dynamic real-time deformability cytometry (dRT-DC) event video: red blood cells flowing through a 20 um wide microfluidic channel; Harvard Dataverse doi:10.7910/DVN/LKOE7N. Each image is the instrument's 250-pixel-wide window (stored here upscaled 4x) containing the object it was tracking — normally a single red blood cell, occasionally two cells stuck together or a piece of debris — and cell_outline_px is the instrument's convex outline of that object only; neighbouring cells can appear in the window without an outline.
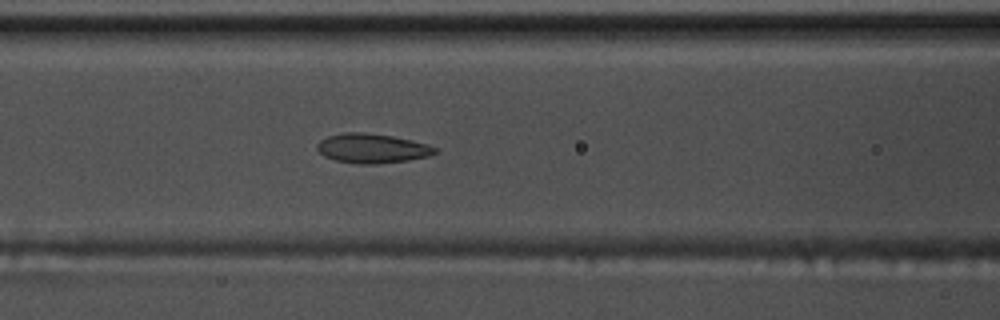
{"species": "common noctule bat (a hibernating species)", "species_latin": "Nyctalus noctula", "temperature_condition": "warm", "stored_images_in_passage": 56, "camera_frame_rate_fps": 3000, "um_per_image_px": 0.085, "animal": {"sex": "male", "body_mass_g": 17.5, "forearm_length_mm": 52.3}, "frame": {"image": 1, "passage_image": 24, "time_ms": 7.667, "image_size_px": [1000, 320], "cell_outline_px": [[436, 152], [428, 156], [408, 160], [376, 164], [360, 164], [336, 160], [324, 156], [316, 148], [316, 144], [320, 140], [328, 136], [344, 132], [364, 132], [392, 136], [412, 140], [428, 144], [436, 148]], "centroid_in_image_um": [31.61, 12.6], "position_along_channel_um": 135.0, "area_um2": 20.17}}
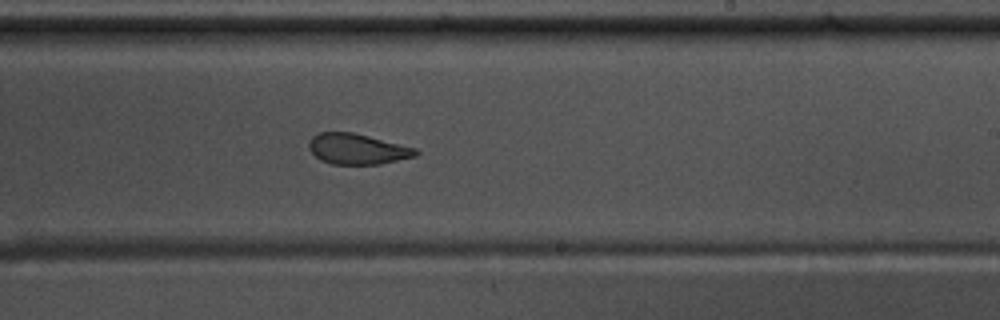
{"frame": {"image": 2, "passage_image": 34, "time_ms": 11.0, "image_size_px": [1000, 320], "cell_outline_px": [[420, 152], [416, 156], [380, 164], [332, 164], [320, 160], [308, 148], [308, 144], [312, 136], [320, 132], [352, 132], [416, 148]], "centroid_in_image_um": [30.36, 12.66], "position_along_channel_um": 258.6, "area_um2": 18.96}}
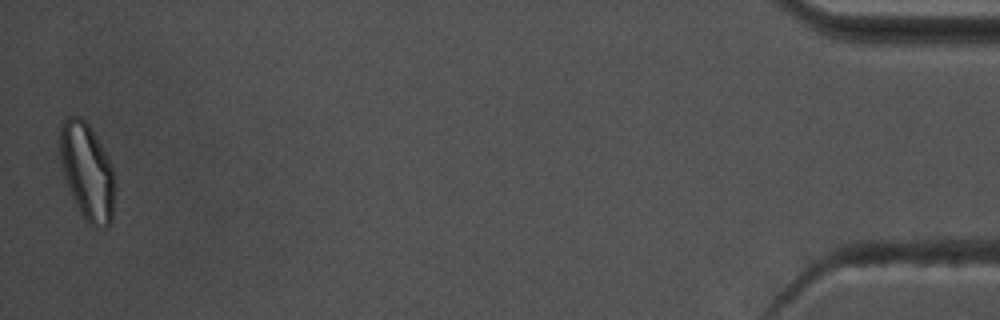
{"frame": {"image": 3, "passage_image": 55, "time_ms": 18.0, "image_size_px": [1000, 320], "cell_outline_px": [[112, 220], [108, 228], [96, 228], [88, 224], [84, 220], [68, 188], [64, 176], [60, 160], [56, 140], [60, 128], [64, 120], [68, 116], [80, 116], [88, 124], [96, 136], [112, 168]], "centroid_in_image_um": [7.33, 14.56], "position_along_channel_um": 427.9, "area_um2": 30.81}}